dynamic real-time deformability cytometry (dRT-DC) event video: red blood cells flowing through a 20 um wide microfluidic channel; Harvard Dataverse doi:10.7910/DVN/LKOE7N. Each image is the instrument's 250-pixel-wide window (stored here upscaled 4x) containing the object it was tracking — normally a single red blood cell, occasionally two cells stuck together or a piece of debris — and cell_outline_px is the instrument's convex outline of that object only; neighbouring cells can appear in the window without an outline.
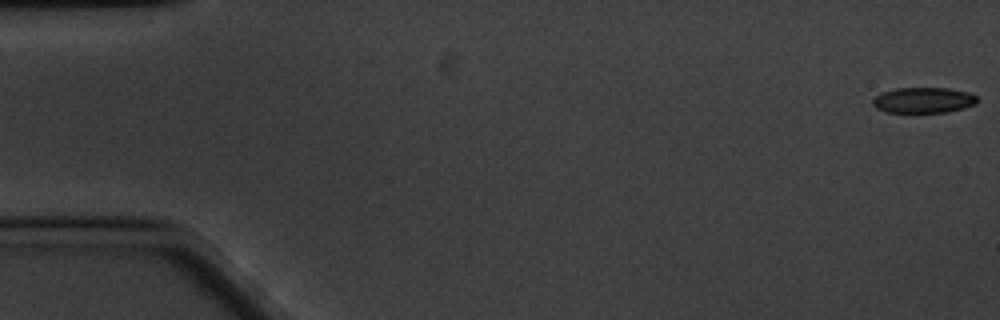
{"species": "common noctule bat (a hibernating species)", "species_latin": "Nyctalus noctula", "temperature_condition": "cold", "stored_images_in_passage": 12, "camera_frame_rate_fps": 3000, "um_per_image_px": 0.085, "animal": {"sex": "male", "body_mass_g": 20.1, "forearm_length_mm": 53.5}, "frame": {"image": 1, "passage_image": 1, "time_ms": 0.0, "image_size_px": [1000, 320], "cell_outline_px": [[976, 104], [964, 108], [948, 112], [884, 112], [876, 108], [872, 104], [872, 100], [876, 96], [884, 92], [896, 88], [948, 88], [968, 92], [976, 96]], "centroid_in_image_um": [78.49, 8.52], "position_along_channel_um": 6.5, "area_um2": 15.55}}